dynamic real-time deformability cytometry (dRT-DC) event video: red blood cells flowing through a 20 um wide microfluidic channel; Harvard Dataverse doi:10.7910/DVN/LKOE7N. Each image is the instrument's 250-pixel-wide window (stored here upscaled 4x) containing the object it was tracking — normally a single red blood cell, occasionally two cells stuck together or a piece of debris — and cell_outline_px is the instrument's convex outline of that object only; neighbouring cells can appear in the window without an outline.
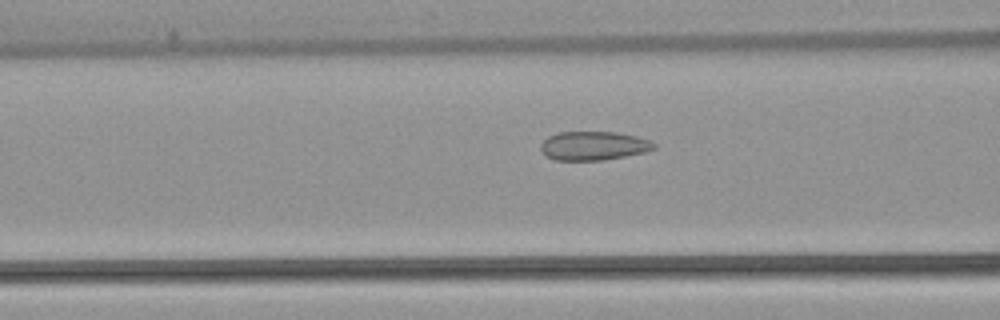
{"species": "common noctule bat (a hibernating species)", "species_latin": "Nyctalus noctula", "temperature_condition": "warm", "stored_images_in_passage": 44, "camera_frame_rate_fps": 3000, "um_per_image_px": 0.085, "animal": {"sex": "female", "body_mass_g": 22.7, "forearm_length_mm": 54.2}, "frame": {"image": 1, "passage_image": 21, "time_ms": 6.667, "image_size_px": [1000, 320], "cell_outline_px": [[656, 148], [644, 152], [624, 156], [600, 160], [556, 160], [548, 156], [540, 148], [540, 144], [548, 136], [560, 132], [616, 132], [636, 136], [648, 140], [656, 144]], "centroid_in_image_um": [50.45, 12.38], "position_along_channel_um": 116.1, "area_um2": 18.79}}
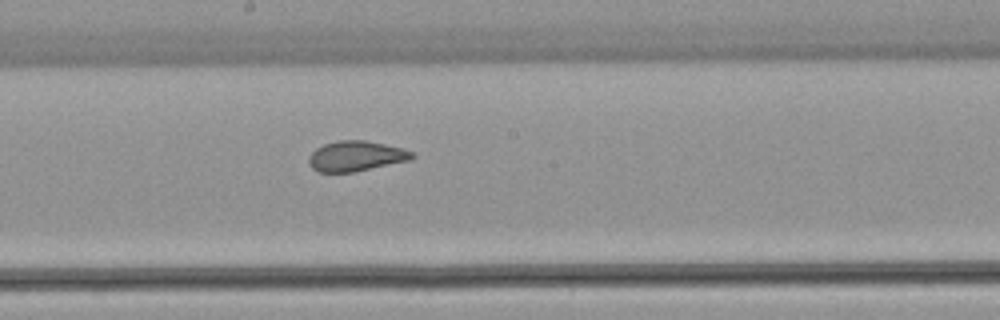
{"frame": {"image": 2, "passage_image": 29, "time_ms": 9.333, "image_size_px": [1000, 320], "cell_outline_px": [[416, 156], [412, 160], [352, 172], [320, 172], [312, 168], [308, 164], [308, 156], [316, 148], [324, 144], [336, 140], [364, 140], [404, 148], [412, 152]], "centroid_in_image_um": [30.26, 13.26], "position_along_channel_um": 217.9, "area_um2": 18.32}}
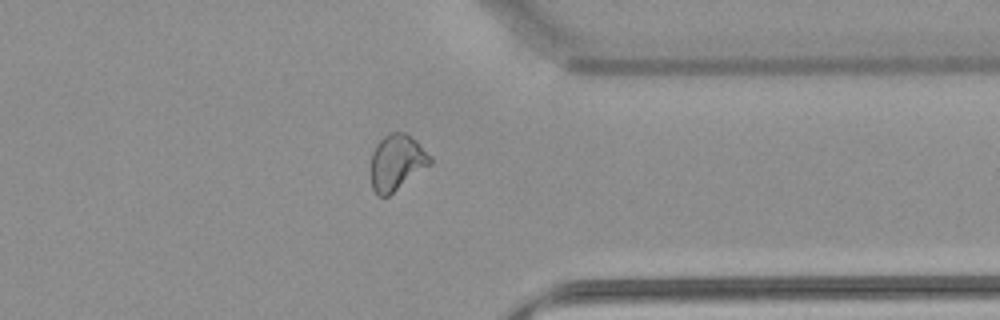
{"frame": {"image": 3, "passage_image": 42, "time_ms": 13.667, "image_size_px": [1000, 320], "cell_outline_px": [[432, 164], [388, 196], [376, 196], [372, 188], [368, 172], [372, 152], [376, 144], [384, 136], [392, 132], [404, 132], [412, 136], [432, 156]], "centroid_in_image_um": [33.69, 13.81], "position_along_channel_um": 377.7, "area_um2": 19.88}}